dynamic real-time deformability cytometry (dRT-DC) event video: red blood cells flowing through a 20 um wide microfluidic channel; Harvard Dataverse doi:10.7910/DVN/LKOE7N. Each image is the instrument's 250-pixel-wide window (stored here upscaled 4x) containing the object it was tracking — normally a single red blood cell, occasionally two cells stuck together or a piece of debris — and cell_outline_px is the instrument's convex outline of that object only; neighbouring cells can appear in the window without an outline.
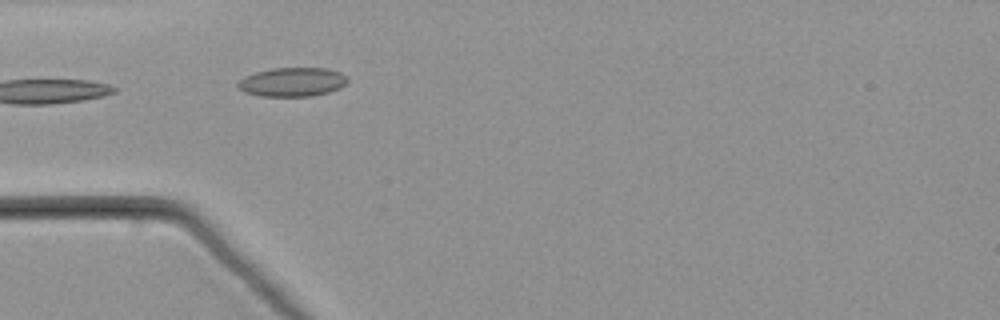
{"species": "common noctule bat (a hibernating species)", "species_latin": "Nyctalus noctula", "temperature_condition": "warm", "stored_images_in_passage": 8, "camera_frame_rate_fps": 3000, "um_per_image_px": 0.085, "animal": {"sex": "male", "body_mass_g": 21.5, "forearm_length_mm": 52.0}, "frame": {"image": 1, "passage_image": 1, "time_ms": 0.0, "image_size_px": [1000, 320], "cell_outline_px": [[348, 80], [340, 88], [328, 92], [312, 96], [260, 96], [244, 92], [236, 84], [244, 76], [256, 72], [272, 68], [324, 68], [340, 72]], "centroid_in_image_um": [24.82, 6.97], "position_along_channel_um": 60.2, "area_um2": 18.38}}